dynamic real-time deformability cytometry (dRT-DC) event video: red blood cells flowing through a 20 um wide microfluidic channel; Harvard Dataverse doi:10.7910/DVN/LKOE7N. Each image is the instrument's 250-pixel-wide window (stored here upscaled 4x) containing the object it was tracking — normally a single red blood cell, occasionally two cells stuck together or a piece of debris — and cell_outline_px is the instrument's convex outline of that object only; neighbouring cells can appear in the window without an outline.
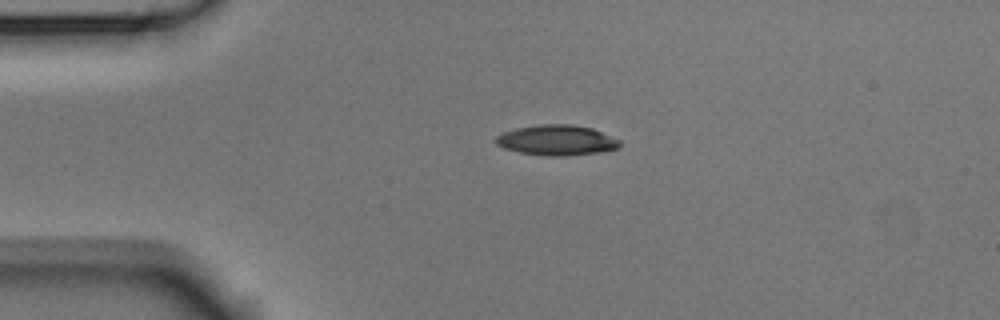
{"species": "Egyptian fruit bat (a non-hibernating species)", "species_latin": "Rousettus aegyptiacus", "temperature_condition": "room temperature", "stored_images_in_passage": 2, "camera_frame_rate_fps": 3000, "um_per_image_px": 0.085, "animal": {"sex": "male"}, "frame": {"image": 1, "passage_image": 1, "time_ms": 0.0, "image_size_px": [1000, 320], "cell_outline_px": [[620, 144], [616, 148], [596, 152], [564, 156], [548, 156], [520, 152], [504, 148], [496, 144], [496, 136], [504, 132], [516, 128], [540, 124], [572, 124], [592, 128], [620, 140]], "centroid_in_image_um": [47.29, 11.9], "position_along_channel_um": 37.7, "area_um2": 21.62}}